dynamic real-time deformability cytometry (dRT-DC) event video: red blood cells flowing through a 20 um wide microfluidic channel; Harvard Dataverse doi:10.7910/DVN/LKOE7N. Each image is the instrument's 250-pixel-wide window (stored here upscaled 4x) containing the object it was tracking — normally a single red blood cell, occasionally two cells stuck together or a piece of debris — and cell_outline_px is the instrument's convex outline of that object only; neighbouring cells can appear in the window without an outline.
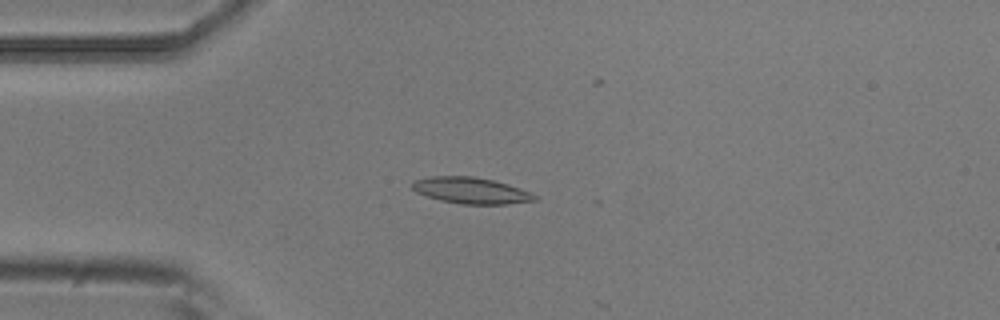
{"species": "common noctule bat (a hibernating species)", "species_latin": "Nyctalus noctula", "temperature_condition": "room temperature", "stored_images_in_passage": 3, "camera_frame_rate_fps": 3000, "um_per_image_px": 0.085, "animal": {"sex": "male", "body_mass_g": 20.5, "forearm_length_mm": 52.5}, "frame": {"image": 1, "passage_image": 2, "time_ms": 0.333, "image_size_px": [1000, 320], "cell_outline_px": [[540, 196], [536, 200], [508, 204], [460, 204], [440, 200], [416, 192], [412, 188], [412, 180], [432, 176], [472, 176], [492, 180], [508, 184], [532, 192]], "centroid_in_image_um": [40.06, 16.19], "position_along_channel_um": 44.9, "area_um2": 18.84}}